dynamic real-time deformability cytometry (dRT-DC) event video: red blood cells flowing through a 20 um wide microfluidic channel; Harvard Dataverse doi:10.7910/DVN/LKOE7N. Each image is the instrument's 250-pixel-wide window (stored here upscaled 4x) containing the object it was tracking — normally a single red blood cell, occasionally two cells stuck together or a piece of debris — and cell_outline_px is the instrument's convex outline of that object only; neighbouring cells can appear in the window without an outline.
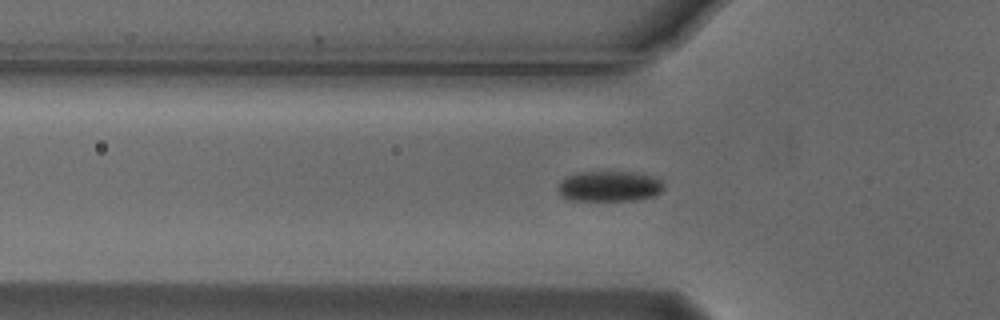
{"species": "Egyptian fruit bat (a non-hibernating species)", "species_latin": "Rousettus aegyptiacus", "temperature_condition": "cold", "stored_images_in_passage": 47, "camera_frame_rate_fps": 3000, "um_per_image_px": 0.085, "animal": {"sex": "male"}, "frame": {"image": 1, "passage_image": 9, "time_ms": 2.667, "image_size_px": [1000, 320], "cell_outline_px": [[664, 188], [656, 196], [636, 200], [568, 200], [556, 188], [560, 180], [564, 176], [580, 172], [632, 172], [652, 176], [660, 180], [664, 184]], "centroid_in_image_um": [51.79, 15.83], "position_along_channel_um": 74.0, "area_um2": 18.9}}
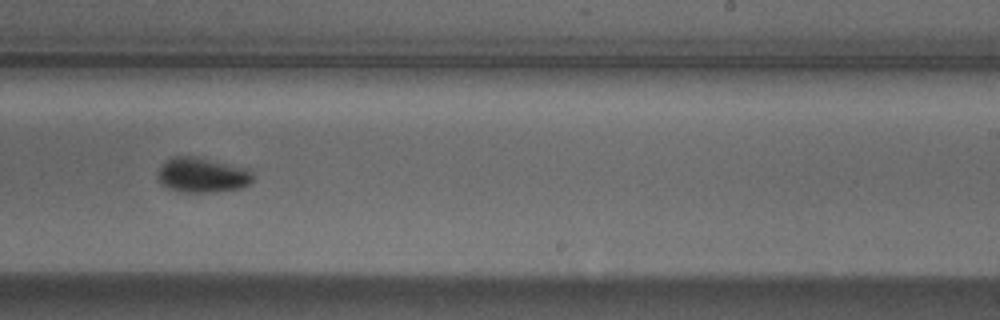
{"frame": {"image": 2, "passage_image": 25, "time_ms": 8.0, "image_size_px": [1000, 320], "cell_outline_px": [[252, 180], [248, 184], [240, 188], [204, 192], [180, 192], [168, 188], [160, 184], [156, 176], [156, 172], [172, 156], [196, 156], [248, 168], [252, 172]], "centroid_in_image_um": [17.15, 14.87], "position_along_channel_um": 271.9, "area_um2": 19.36}}
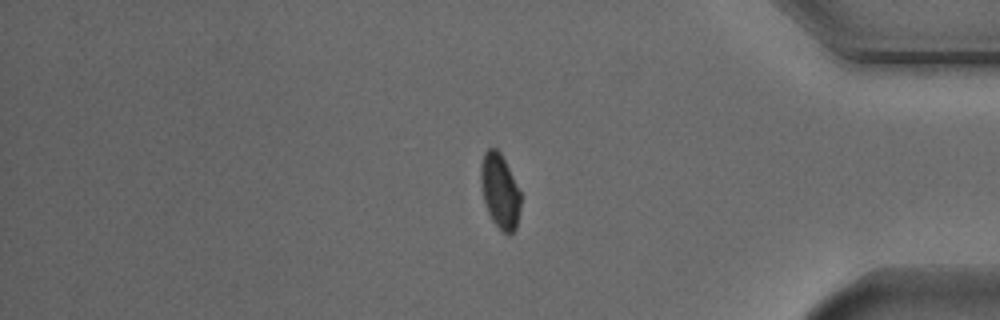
{"frame": {"image": 3, "passage_image": 37, "time_ms": 12.0, "image_size_px": [1000, 320], "cell_outline_px": [[520, 208], [516, 228], [508, 236], [492, 220], [488, 212], [484, 200], [480, 180], [480, 164], [484, 152], [488, 148], [496, 148], [500, 152], [520, 192]], "centroid_in_image_um": [42.47, 16.23], "position_along_channel_um": 392.7, "area_um2": 17.11}, "authors_computed_cell_mechanics": {"area_um2": 18.9006, "velocity_mm_per_s": 3.7093, "shape_relaxation_time_tau1_ms": 2.334, "shape_relaxation_time_tau2_ms": null, "deformation_change_tau1": 0.0769, "deformation_change_tau2": null}}